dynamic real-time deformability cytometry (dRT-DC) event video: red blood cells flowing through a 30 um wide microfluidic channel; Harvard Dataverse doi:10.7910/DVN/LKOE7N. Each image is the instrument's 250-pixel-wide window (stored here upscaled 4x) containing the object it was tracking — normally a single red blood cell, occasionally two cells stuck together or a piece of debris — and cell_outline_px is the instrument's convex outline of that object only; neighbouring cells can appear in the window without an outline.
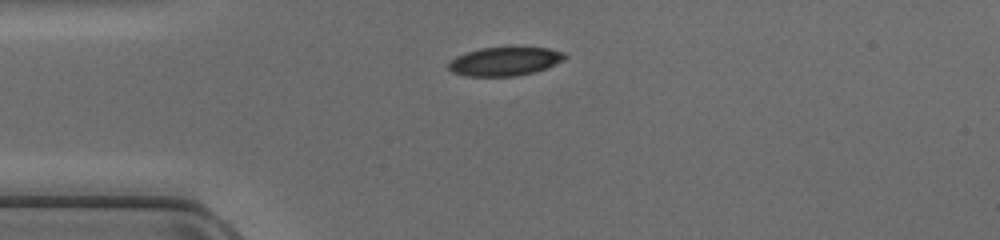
{"species": "common noctule bat (a hibernating species)", "species_latin": "Nyctalus noctula", "temperature_condition": "cold", "stored_images_in_passage": 31, "camera_frame_rate_fps": 3000, "um_per_image_px": 0.085, "animal": {"sex": "female", "body_mass_g": 17.0, "forearm_length_mm": 48.0}, "frame": {"image": 1, "passage_image": 1, "time_ms": 0.0, "image_size_px": [1000, 240], "cell_outline_px": [[568, 56], [564, 60], [544, 68], [532, 72], [516, 76], [464, 76], [452, 72], [448, 68], [448, 60], [456, 56], [480, 48], [548, 48], [564, 52]], "centroid_in_image_um": [42.86, 5.22], "position_along_channel_um": 42.1, "area_um2": 19.25}}
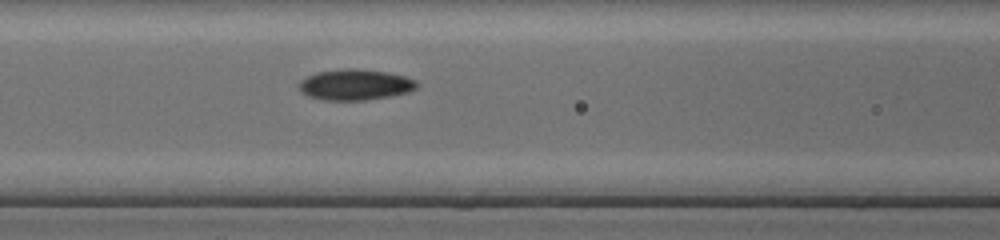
{"frame": {"image": 2, "passage_image": 9, "time_ms": 2.667, "image_size_px": [1000, 240], "cell_outline_px": [[416, 88], [408, 92], [392, 96], [364, 100], [324, 100], [308, 96], [300, 92], [296, 84], [300, 80], [316, 72], [352, 68], [388, 72], [404, 76], [416, 80]], "centroid_in_image_um": [30.15, 7.2], "position_along_channel_um": 136.5, "area_um2": 21.21}}
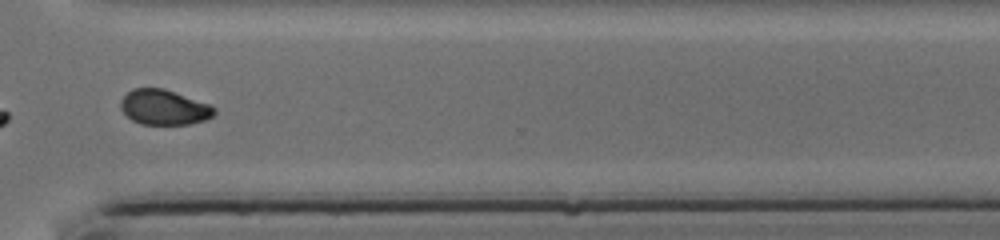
{"frame": {"image": 3, "passage_image": 23, "time_ms": 7.333, "image_size_px": [1000, 240], "cell_outline_px": [[216, 112], [212, 116], [204, 120], [188, 124], [140, 124], [132, 120], [120, 108], [120, 100], [132, 88], [164, 88], [212, 104], [216, 108]], "centroid_in_image_um": [13.96, 9.11], "position_along_channel_um": 356.6, "area_um2": 19.31}}